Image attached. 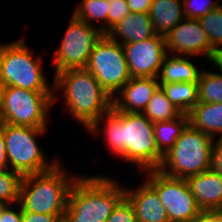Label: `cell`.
<instances>
[{
	"label": "cell",
	"instance_id": "34",
	"mask_svg": "<svg viewBox=\"0 0 222 222\" xmlns=\"http://www.w3.org/2000/svg\"><path fill=\"white\" fill-rule=\"evenodd\" d=\"M56 218V215L22 211V222H54Z\"/></svg>",
	"mask_w": 222,
	"mask_h": 222
},
{
	"label": "cell",
	"instance_id": "6",
	"mask_svg": "<svg viewBox=\"0 0 222 222\" xmlns=\"http://www.w3.org/2000/svg\"><path fill=\"white\" fill-rule=\"evenodd\" d=\"M30 52L24 39L0 44V87L54 91L45 79L41 55L34 57Z\"/></svg>",
	"mask_w": 222,
	"mask_h": 222
},
{
	"label": "cell",
	"instance_id": "29",
	"mask_svg": "<svg viewBox=\"0 0 222 222\" xmlns=\"http://www.w3.org/2000/svg\"><path fill=\"white\" fill-rule=\"evenodd\" d=\"M110 3L107 16V34L130 13L126 0H108Z\"/></svg>",
	"mask_w": 222,
	"mask_h": 222
},
{
	"label": "cell",
	"instance_id": "30",
	"mask_svg": "<svg viewBox=\"0 0 222 222\" xmlns=\"http://www.w3.org/2000/svg\"><path fill=\"white\" fill-rule=\"evenodd\" d=\"M106 222H137L134 209L125 197L114 208Z\"/></svg>",
	"mask_w": 222,
	"mask_h": 222
},
{
	"label": "cell",
	"instance_id": "8",
	"mask_svg": "<svg viewBox=\"0 0 222 222\" xmlns=\"http://www.w3.org/2000/svg\"><path fill=\"white\" fill-rule=\"evenodd\" d=\"M46 129L0 123L10 170L17 171L24 176L48 171L59 162L54 159L55 161L48 163L35 139Z\"/></svg>",
	"mask_w": 222,
	"mask_h": 222
},
{
	"label": "cell",
	"instance_id": "25",
	"mask_svg": "<svg viewBox=\"0 0 222 222\" xmlns=\"http://www.w3.org/2000/svg\"><path fill=\"white\" fill-rule=\"evenodd\" d=\"M110 3L108 0H82L80 5L75 7L73 15L89 25L90 21H101L99 29L103 34H107V16L109 13Z\"/></svg>",
	"mask_w": 222,
	"mask_h": 222
},
{
	"label": "cell",
	"instance_id": "18",
	"mask_svg": "<svg viewBox=\"0 0 222 222\" xmlns=\"http://www.w3.org/2000/svg\"><path fill=\"white\" fill-rule=\"evenodd\" d=\"M149 15L155 34L166 37L185 18L182 0H153Z\"/></svg>",
	"mask_w": 222,
	"mask_h": 222
},
{
	"label": "cell",
	"instance_id": "33",
	"mask_svg": "<svg viewBox=\"0 0 222 222\" xmlns=\"http://www.w3.org/2000/svg\"><path fill=\"white\" fill-rule=\"evenodd\" d=\"M192 222H222V210H201Z\"/></svg>",
	"mask_w": 222,
	"mask_h": 222
},
{
	"label": "cell",
	"instance_id": "2",
	"mask_svg": "<svg viewBox=\"0 0 222 222\" xmlns=\"http://www.w3.org/2000/svg\"><path fill=\"white\" fill-rule=\"evenodd\" d=\"M53 89H63L64 103L71 116L88 129L112 109V97L85 68L55 73ZM60 89V90H59Z\"/></svg>",
	"mask_w": 222,
	"mask_h": 222
},
{
	"label": "cell",
	"instance_id": "21",
	"mask_svg": "<svg viewBox=\"0 0 222 222\" xmlns=\"http://www.w3.org/2000/svg\"><path fill=\"white\" fill-rule=\"evenodd\" d=\"M171 103L181 112L188 114L198 103V85L190 82L159 84Z\"/></svg>",
	"mask_w": 222,
	"mask_h": 222
},
{
	"label": "cell",
	"instance_id": "19",
	"mask_svg": "<svg viewBox=\"0 0 222 222\" xmlns=\"http://www.w3.org/2000/svg\"><path fill=\"white\" fill-rule=\"evenodd\" d=\"M165 56L161 65V73L158 75L159 84L190 82L197 84L202 72L193 62L188 60V56L182 55Z\"/></svg>",
	"mask_w": 222,
	"mask_h": 222
},
{
	"label": "cell",
	"instance_id": "5",
	"mask_svg": "<svg viewBox=\"0 0 222 222\" xmlns=\"http://www.w3.org/2000/svg\"><path fill=\"white\" fill-rule=\"evenodd\" d=\"M214 139L188 124L175 145L164 155L158 170L182 179L209 170Z\"/></svg>",
	"mask_w": 222,
	"mask_h": 222
},
{
	"label": "cell",
	"instance_id": "28",
	"mask_svg": "<svg viewBox=\"0 0 222 222\" xmlns=\"http://www.w3.org/2000/svg\"><path fill=\"white\" fill-rule=\"evenodd\" d=\"M201 1V2H198ZM182 0L183 13L185 18L200 19L211 10L217 8L220 4L211 0Z\"/></svg>",
	"mask_w": 222,
	"mask_h": 222
},
{
	"label": "cell",
	"instance_id": "20",
	"mask_svg": "<svg viewBox=\"0 0 222 222\" xmlns=\"http://www.w3.org/2000/svg\"><path fill=\"white\" fill-rule=\"evenodd\" d=\"M189 124L213 138L222 137V103H198L189 113Z\"/></svg>",
	"mask_w": 222,
	"mask_h": 222
},
{
	"label": "cell",
	"instance_id": "31",
	"mask_svg": "<svg viewBox=\"0 0 222 222\" xmlns=\"http://www.w3.org/2000/svg\"><path fill=\"white\" fill-rule=\"evenodd\" d=\"M210 169L222 176V137L217 138L212 146Z\"/></svg>",
	"mask_w": 222,
	"mask_h": 222
},
{
	"label": "cell",
	"instance_id": "13",
	"mask_svg": "<svg viewBox=\"0 0 222 222\" xmlns=\"http://www.w3.org/2000/svg\"><path fill=\"white\" fill-rule=\"evenodd\" d=\"M131 78H158L166 51L164 36L122 44Z\"/></svg>",
	"mask_w": 222,
	"mask_h": 222
},
{
	"label": "cell",
	"instance_id": "22",
	"mask_svg": "<svg viewBox=\"0 0 222 222\" xmlns=\"http://www.w3.org/2000/svg\"><path fill=\"white\" fill-rule=\"evenodd\" d=\"M188 124L189 117L185 113L174 120L154 123V136L157 146L164 155L175 145Z\"/></svg>",
	"mask_w": 222,
	"mask_h": 222
},
{
	"label": "cell",
	"instance_id": "12",
	"mask_svg": "<svg viewBox=\"0 0 222 222\" xmlns=\"http://www.w3.org/2000/svg\"><path fill=\"white\" fill-rule=\"evenodd\" d=\"M165 39L168 55L171 52L182 56L203 54L210 63L217 60L218 52L211 46L199 19L184 18Z\"/></svg>",
	"mask_w": 222,
	"mask_h": 222
},
{
	"label": "cell",
	"instance_id": "23",
	"mask_svg": "<svg viewBox=\"0 0 222 222\" xmlns=\"http://www.w3.org/2000/svg\"><path fill=\"white\" fill-rule=\"evenodd\" d=\"M142 114L151 122L156 123L174 120L182 113L171 103L163 89L159 86Z\"/></svg>",
	"mask_w": 222,
	"mask_h": 222
},
{
	"label": "cell",
	"instance_id": "27",
	"mask_svg": "<svg viewBox=\"0 0 222 222\" xmlns=\"http://www.w3.org/2000/svg\"><path fill=\"white\" fill-rule=\"evenodd\" d=\"M22 179L23 175L14 170L0 172V200L6 204L17 205Z\"/></svg>",
	"mask_w": 222,
	"mask_h": 222
},
{
	"label": "cell",
	"instance_id": "15",
	"mask_svg": "<svg viewBox=\"0 0 222 222\" xmlns=\"http://www.w3.org/2000/svg\"><path fill=\"white\" fill-rule=\"evenodd\" d=\"M125 198L132 205L137 222H169L159 195L147 181L136 191L125 189Z\"/></svg>",
	"mask_w": 222,
	"mask_h": 222
},
{
	"label": "cell",
	"instance_id": "11",
	"mask_svg": "<svg viewBox=\"0 0 222 222\" xmlns=\"http://www.w3.org/2000/svg\"><path fill=\"white\" fill-rule=\"evenodd\" d=\"M146 173V181L159 195L169 222H192L201 210L186 179L165 175L158 169Z\"/></svg>",
	"mask_w": 222,
	"mask_h": 222
},
{
	"label": "cell",
	"instance_id": "3",
	"mask_svg": "<svg viewBox=\"0 0 222 222\" xmlns=\"http://www.w3.org/2000/svg\"><path fill=\"white\" fill-rule=\"evenodd\" d=\"M125 197V188L110 177H77L68 194L65 213L71 222H106Z\"/></svg>",
	"mask_w": 222,
	"mask_h": 222
},
{
	"label": "cell",
	"instance_id": "26",
	"mask_svg": "<svg viewBox=\"0 0 222 222\" xmlns=\"http://www.w3.org/2000/svg\"><path fill=\"white\" fill-rule=\"evenodd\" d=\"M207 33L211 46L219 53L222 50V3L199 19Z\"/></svg>",
	"mask_w": 222,
	"mask_h": 222
},
{
	"label": "cell",
	"instance_id": "32",
	"mask_svg": "<svg viewBox=\"0 0 222 222\" xmlns=\"http://www.w3.org/2000/svg\"><path fill=\"white\" fill-rule=\"evenodd\" d=\"M11 209V204H7L0 213V222H22V209Z\"/></svg>",
	"mask_w": 222,
	"mask_h": 222
},
{
	"label": "cell",
	"instance_id": "40",
	"mask_svg": "<svg viewBox=\"0 0 222 222\" xmlns=\"http://www.w3.org/2000/svg\"><path fill=\"white\" fill-rule=\"evenodd\" d=\"M1 101L2 99H1V87H0V110H1Z\"/></svg>",
	"mask_w": 222,
	"mask_h": 222
},
{
	"label": "cell",
	"instance_id": "7",
	"mask_svg": "<svg viewBox=\"0 0 222 222\" xmlns=\"http://www.w3.org/2000/svg\"><path fill=\"white\" fill-rule=\"evenodd\" d=\"M53 91L1 87L0 123L34 128L47 127V112L55 102Z\"/></svg>",
	"mask_w": 222,
	"mask_h": 222
},
{
	"label": "cell",
	"instance_id": "24",
	"mask_svg": "<svg viewBox=\"0 0 222 222\" xmlns=\"http://www.w3.org/2000/svg\"><path fill=\"white\" fill-rule=\"evenodd\" d=\"M212 64L219 73L202 70L197 83L199 103H222V67L216 62Z\"/></svg>",
	"mask_w": 222,
	"mask_h": 222
},
{
	"label": "cell",
	"instance_id": "9",
	"mask_svg": "<svg viewBox=\"0 0 222 222\" xmlns=\"http://www.w3.org/2000/svg\"><path fill=\"white\" fill-rule=\"evenodd\" d=\"M85 69L92 73L112 98L131 79L122 44L108 34H103L95 44Z\"/></svg>",
	"mask_w": 222,
	"mask_h": 222
},
{
	"label": "cell",
	"instance_id": "17",
	"mask_svg": "<svg viewBox=\"0 0 222 222\" xmlns=\"http://www.w3.org/2000/svg\"><path fill=\"white\" fill-rule=\"evenodd\" d=\"M108 35L120 44L139 42L155 36L149 13L127 14ZM121 38L118 40L117 38Z\"/></svg>",
	"mask_w": 222,
	"mask_h": 222
},
{
	"label": "cell",
	"instance_id": "1",
	"mask_svg": "<svg viewBox=\"0 0 222 222\" xmlns=\"http://www.w3.org/2000/svg\"><path fill=\"white\" fill-rule=\"evenodd\" d=\"M103 120L107 144L115 155L145 171L159 169L164 154L158 149L153 122L142 113L117 112L112 108L87 130L98 133Z\"/></svg>",
	"mask_w": 222,
	"mask_h": 222
},
{
	"label": "cell",
	"instance_id": "10",
	"mask_svg": "<svg viewBox=\"0 0 222 222\" xmlns=\"http://www.w3.org/2000/svg\"><path fill=\"white\" fill-rule=\"evenodd\" d=\"M102 36L97 26L89 25L72 15L61 44L54 52L55 73L85 68L89 55Z\"/></svg>",
	"mask_w": 222,
	"mask_h": 222
},
{
	"label": "cell",
	"instance_id": "16",
	"mask_svg": "<svg viewBox=\"0 0 222 222\" xmlns=\"http://www.w3.org/2000/svg\"><path fill=\"white\" fill-rule=\"evenodd\" d=\"M200 210H222V176L211 169L186 179Z\"/></svg>",
	"mask_w": 222,
	"mask_h": 222
},
{
	"label": "cell",
	"instance_id": "38",
	"mask_svg": "<svg viewBox=\"0 0 222 222\" xmlns=\"http://www.w3.org/2000/svg\"><path fill=\"white\" fill-rule=\"evenodd\" d=\"M216 63L222 67V50L218 53Z\"/></svg>",
	"mask_w": 222,
	"mask_h": 222
},
{
	"label": "cell",
	"instance_id": "39",
	"mask_svg": "<svg viewBox=\"0 0 222 222\" xmlns=\"http://www.w3.org/2000/svg\"><path fill=\"white\" fill-rule=\"evenodd\" d=\"M7 204L3 201L0 200V213L2 212V210L5 208Z\"/></svg>",
	"mask_w": 222,
	"mask_h": 222
},
{
	"label": "cell",
	"instance_id": "4",
	"mask_svg": "<svg viewBox=\"0 0 222 222\" xmlns=\"http://www.w3.org/2000/svg\"><path fill=\"white\" fill-rule=\"evenodd\" d=\"M58 162L52 169L24 175L17 204L22 211L61 216L65 214L68 194L77 179L65 173Z\"/></svg>",
	"mask_w": 222,
	"mask_h": 222
},
{
	"label": "cell",
	"instance_id": "37",
	"mask_svg": "<svg viewBox=\"0 0 222 222\" xmlns=\"http://www.w3.org/2000/svg\"><path fill=\"white\" fill-rule=\"evenodd\" d=\"M54 222H71L70 218L67 216V214H63L61 216H58Z\"/></svg>",
	"mask_w": 222,
	"mask_h": 222
},
{
	"label": "cell",
	"instance_id": "35",
	"mask_svg": "<svg viewBox=\"0 0 222 222\" xmlns=\"http://www.w3.org/2000/svg\"><path fill=\"white\" fill-rule=\"evenodd\" d=\"M132 13H149L153 0H126Z\"/></svg>",
	"mask_w": 222,
	"mask_h": 222
},
{
	"label": "cell",
	"instance_id": "36",
	"mask_svg": "<svg viewBox=\"0 0 222 222\" xmlns=\"http://www.w3.org/2000/svg\"><path fill=\"white\" fill-rule=\"evenodd\" d=\"M9 169V164L6 157V145L3 137V133L0 130V172H4Z\"/></svg>",
	"mask_w": 222,
	"mask_h": 222
},
{
	"label": "cell",
	"instance_id": "14",
	"mask_svg": "<svg viewBox=\"0 0 222 222\" xmlns=\"http://www.w3.org/2000/svg\"><path fill=\"white\" fill-rule=\"evenodd\" d=\"M158 78H131L112 99V108L117 112L142 113L153 93L159 87Z\"/></svg>",
	"mask_w": 222,
	"mask_h": 222
}]
</instances>
